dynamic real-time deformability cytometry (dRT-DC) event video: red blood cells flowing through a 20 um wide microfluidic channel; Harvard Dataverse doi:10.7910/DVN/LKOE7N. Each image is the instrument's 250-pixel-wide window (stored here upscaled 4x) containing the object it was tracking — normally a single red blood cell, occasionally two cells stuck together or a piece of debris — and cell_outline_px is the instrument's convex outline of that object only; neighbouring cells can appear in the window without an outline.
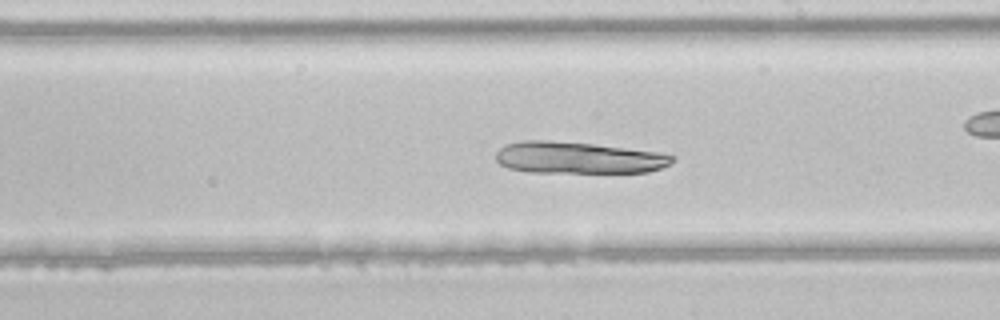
{"species": "common noctule bat (a hibernating species)", "species_latin": "Nyctalus noctula", "temperature_condition": "room temperature", "stored_images_in_passage": 31, "camera_frame_rate_fps": 3000, "um_per_image_px": 0.085, "animal": {"sex": "male", "body_mass_g": 21.5, "forearm_length_mm": 52.0}, "frame": {"image": 1, "passage_image": 10, "time_ms": 3.0, "image_size_px": [1000, 320], "cell_outline_px": [[676, 156], [668, 164], [660, 168], [648, 172], [528, 172], [508, 168], [500, 164], [496, 160], [496, 152], [504, 144], [520, 140], [548, 140], [592, 144], [660, 152]], "centroid_in_image_um": [49.1, 13.4], "position_along_channel_um": 239.9, "area_um2": 32.6}}